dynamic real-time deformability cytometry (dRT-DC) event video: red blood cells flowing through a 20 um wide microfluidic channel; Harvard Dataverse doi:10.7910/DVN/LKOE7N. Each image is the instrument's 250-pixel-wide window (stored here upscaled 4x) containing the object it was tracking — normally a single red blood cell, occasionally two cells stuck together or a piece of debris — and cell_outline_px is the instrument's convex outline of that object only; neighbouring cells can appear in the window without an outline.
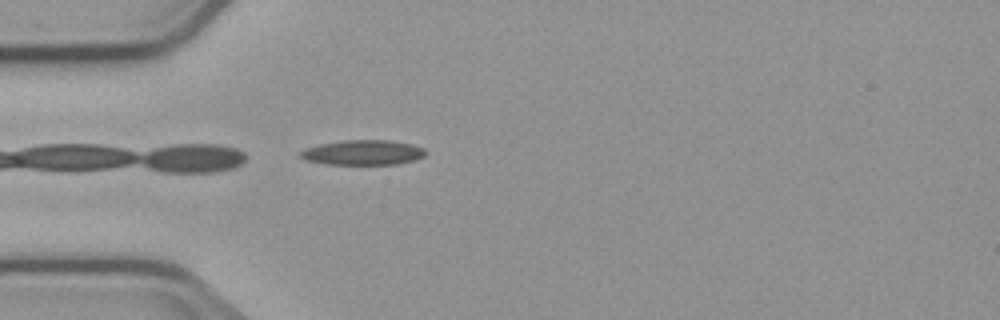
{"species": "common noctule bat (a hibernating species)", "species_latin": "Nyctalus noctula", "temperature_condition": "cold", "stored_images_in_passage": 4, "camera_frame_rate_fps": 3000, "um_per_image_px": 0.085, "animal": {"sex": "male", "body_mass_g": 23.1, "forearm_length_mm": 52.7}, "frame": {"image": 1, "passage_image": 4, "time_ms": 4.667, "image_size_px": [1000, 320], "cell_outline_px": [[424, 156], [416, 160], [396, 164], [324, 164], [304, 160], [296, 156], [304, 148], [320, 144], [344, 140], [392, 140], [412, 144], [424, 148]], "centroid_in_image_um": [30.8, 12.96], "position_along_channel_um": 54.2, "area_um2": 18.38}}